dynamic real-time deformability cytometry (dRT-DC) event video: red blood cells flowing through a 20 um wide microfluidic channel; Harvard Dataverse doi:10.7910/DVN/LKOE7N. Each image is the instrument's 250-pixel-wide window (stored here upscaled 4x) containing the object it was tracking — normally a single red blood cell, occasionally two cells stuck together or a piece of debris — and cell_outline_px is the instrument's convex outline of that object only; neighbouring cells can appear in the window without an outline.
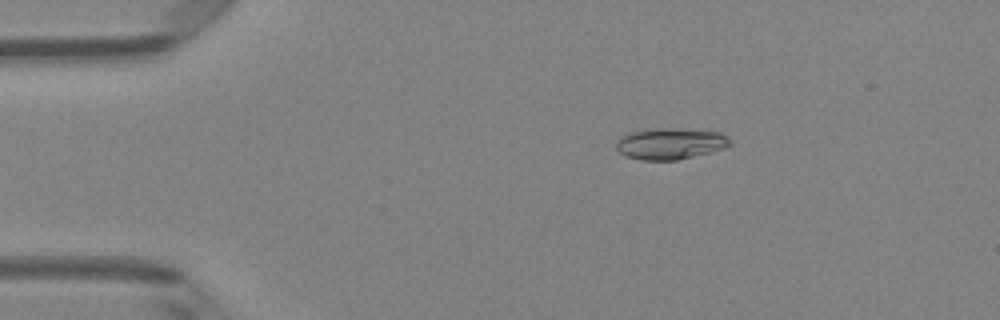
{"species": "Egyptian fruit bat (a non-hibernating species)", "species_latin": "Rousettus aegyptiacus", "temperature_condition": "room temperature", "stored_images_in_passage": 6, "camera_frame_rate_fps": 3000, "um_per_image_px": 0.085, "animal": {"sex": "female"}, "frame": {"image": 1, "passage_image": 3, "time_ms": 0.667, "image_size_px": [1000, 320], "cell_outline_px": [[732, 144], [724, 148], [676, 160], [640, 160], [624, 156], [616, 148], [616, 140], [620, 136], [628, 132], [652, 128], [668, 128], [720, 132], [732, 140]], "centroid_in_image_um": [56.92, 12.2], "position_along_channel_um": 28.1, "area_um2": 20.81}}
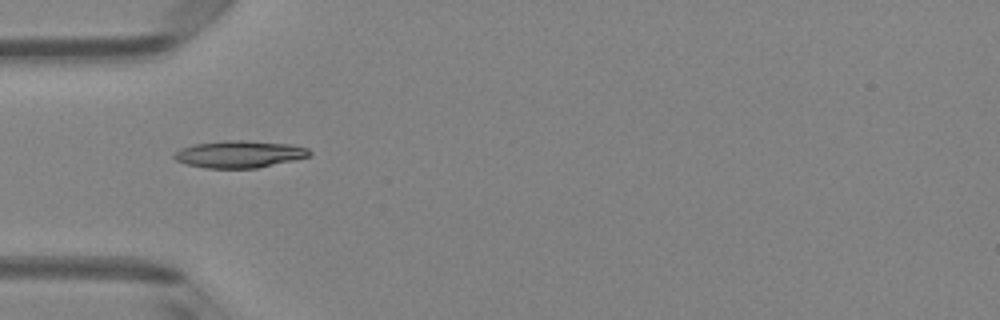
{"frame": {"image": 2, "passage_image": 5, "time_ms": 1.333, "image_size_px": [1000, 320], "cell_outline_px": [[312, 152], [308, 156], [292, 160], [256, 168], [204, 168], [184, 164], [176, 160], [172, 156], [180, 148], [192, 144], [224, 140], [244, 140], [292, 144], [308, 148]], "centroid_in_image_um": [20.3, 13.09], "position_along_channel_um": 64.7, "area_um2": 21.44}}
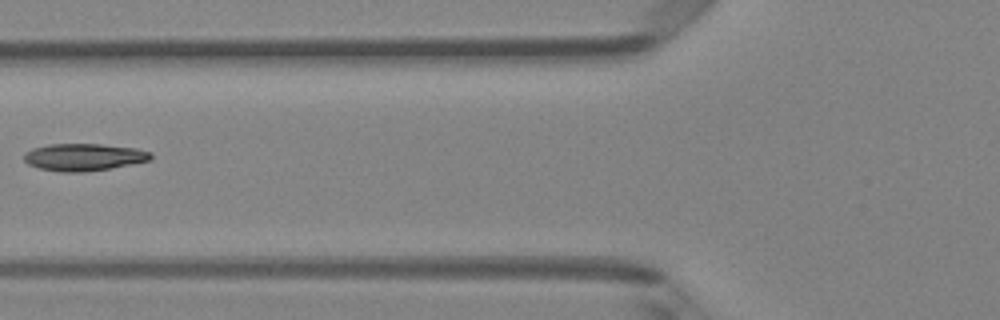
{"frame": {"image": 3, "passage_image": 6, "time_ms": 1.667, "image_size_px": [1000, 320], "cell_outline_px": [[152, 156], [148, 160], [132, 164], [112, 168], [84, 172], [60, 172], [40, 168], [28, 164], [24, 160], [24, 152], [32, 148], [48, 144], [100, 144], [136, 148], [152, 152]], "centroid_in_image_um": [7.1, 13.35], "position_along_channel_um": 118.7, "area_um2": 20.17}}